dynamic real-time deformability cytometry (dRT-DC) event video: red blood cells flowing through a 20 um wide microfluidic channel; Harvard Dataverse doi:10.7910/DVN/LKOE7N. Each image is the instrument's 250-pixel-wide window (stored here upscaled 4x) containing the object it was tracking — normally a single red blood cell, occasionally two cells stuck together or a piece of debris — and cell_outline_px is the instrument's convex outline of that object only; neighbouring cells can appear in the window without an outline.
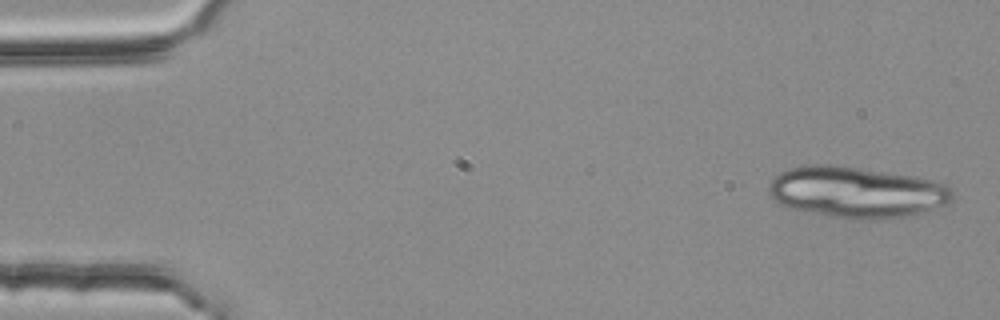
{"species": "common noctule bat (a hibernating species)", "species_latin": "Nyctalus noctula", "temperature_condition": "room temperature", "stored_images_in_passage": 5, "camera_frame_rate_fps": 3000, "um_per_image_px": 0.085, "animal": {"sex": "female", "body_mass_g": 25.1}, "frame": {"image": 1, "passage_image": 1, "time_ms": 0.0, "image_size_px": [1000, 320], "cell_outline_px": [[952, 200], [948, 204], [912, 216], [880, 220], [860, 220], [832, 216], [788, 208], [780, 204], [768, 192], [768, 184], [780, 172], [788, 168], [812, 164], [836, 164], [916, 176], [936, 180], [952, 188]], "centroid_in_image_um": [72.85, 16.33], "position_along_channel_um": 12.2, "area_um2": 55.49}}